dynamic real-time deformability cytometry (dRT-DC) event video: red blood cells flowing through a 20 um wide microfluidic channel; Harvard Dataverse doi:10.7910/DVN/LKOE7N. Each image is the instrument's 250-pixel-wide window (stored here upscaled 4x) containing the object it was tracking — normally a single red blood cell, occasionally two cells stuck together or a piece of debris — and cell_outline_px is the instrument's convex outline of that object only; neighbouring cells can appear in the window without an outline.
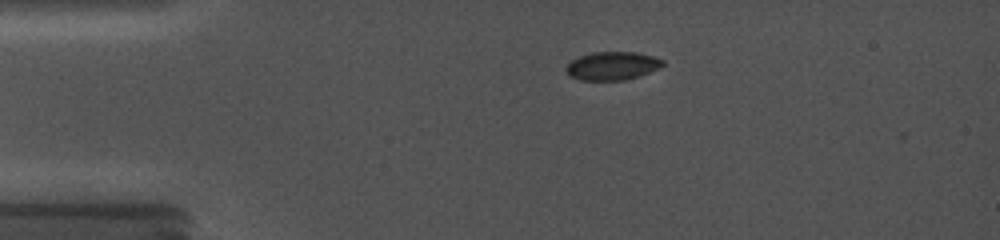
{"species": "common noctule bat (a hibernating species)", "species_latin": "Nyctalus noctula", "temperature_condition": "cold", "stored_images_in_passage": 3, "camera_frame_rate_fps": 5000, "um_per_image_px": 0.085, "animal": {"sex": "female", "body_mass_g": 19.0, "forearm_length_mm": 56.7}, "frame": {"image": 1, "passage_image": 1, "time_ms": 0.0, "image_size_px": [1000, 240], "cell_outline_px": [[664, 64], [648, 72], [624, 80], [580, 80], [568, 76], [564, 68], [572, 60], [580, 56], [592, 52], [636, 52], [652, 56], [664, 60]], "centroid_in_image_um": [51.98, 5.59], "position_along_channel_um": 33.0, "area_um2": 15.78}}